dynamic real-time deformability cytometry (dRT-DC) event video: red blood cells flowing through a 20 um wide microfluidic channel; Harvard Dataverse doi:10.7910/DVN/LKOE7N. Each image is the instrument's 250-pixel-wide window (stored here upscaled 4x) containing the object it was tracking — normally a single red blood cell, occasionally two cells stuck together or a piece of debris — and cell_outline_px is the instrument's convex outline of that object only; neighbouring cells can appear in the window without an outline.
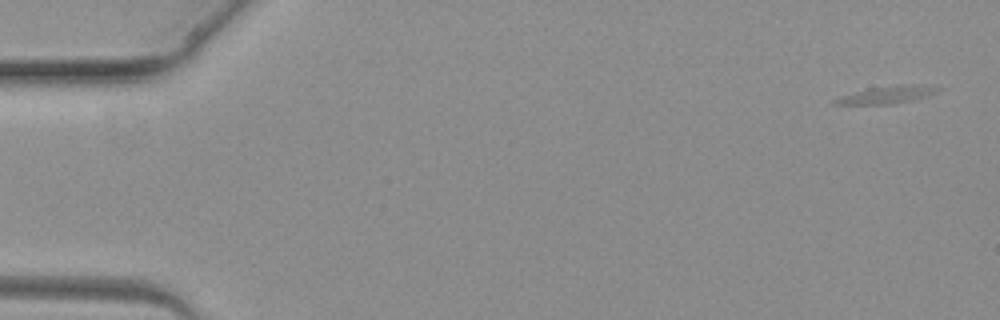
{"species": "common noctule bat (a hibernating species)", "species_latin": "Nyctalus noctula", "temperature_condition": "warm", "stored_images_in_passage": 3, "camera_frame_rate_fps": 3000, "um_per_image_px": 0.085, "animal": {"sex": "female", "body_mass_g": 19.3, "forearm_length_mm": 54.1}, "frame": {"image": 1, "passage_image": 1, "time_ms": 0.0, "image_size_px": [1000, 320], "cell_outline_px": [[944, 88], [928, 96], [912, 100], [888, 104], [832, 104], [832, 100], [840, 96], [872, 88], [900, 84], [920, 84]], "centroid_in_image_um": [75.45, 8.04], "position_along_channel_um": 9.6, "area_um2": 10.35}}
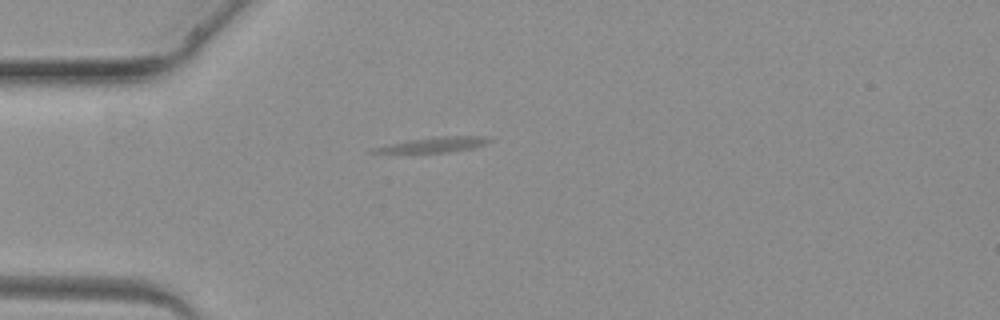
{"frame": {"image": 2, "passage_image": 3, "time_ms": 3.333, "image_size_px": [1000, 320], "cell_outline_px": [[496, 140], [472, 148], [448, 152], [368, 152], [372, 148], [388, 144], [408, 140], [440, 136], [488, 136]], "centroid_in_image_um": [36.97, 12.28], "position_along_channel_um": 48.0, "area_um2": 10.06}}